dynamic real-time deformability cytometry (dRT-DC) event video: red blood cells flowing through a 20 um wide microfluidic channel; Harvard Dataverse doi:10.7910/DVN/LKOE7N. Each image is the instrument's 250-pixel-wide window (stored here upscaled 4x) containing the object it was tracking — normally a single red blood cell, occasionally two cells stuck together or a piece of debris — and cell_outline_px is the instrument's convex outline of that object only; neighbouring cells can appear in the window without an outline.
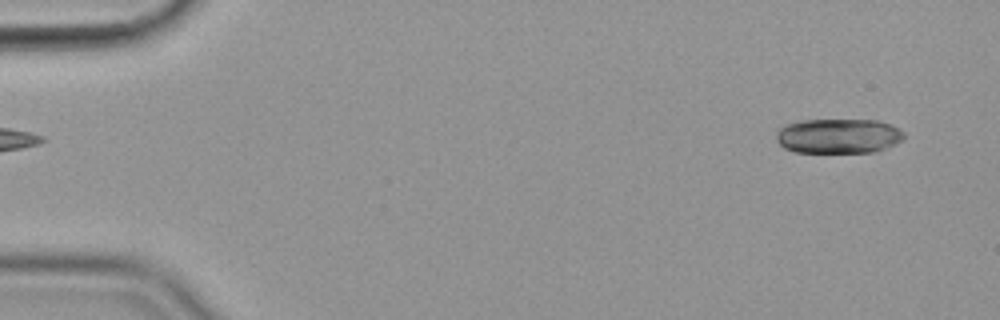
{"species": "common noctule bat (a hibernating species)", "species_latin": "Nyctalus noctula", "temperature_condition": "cold", "stored_images_in_passage": 53, "camera_frame_rate_fps": 3000, "um_per_image_px": 0.085, "animal": {"sex": "female", "body_mass_g": 19.9}, "frame": {"image": 1, "passage_image": 1, "time_ms": 0.0, "image_size_px": [1000, 320], "cell_outline_px": [[904, 140], [888, 148], [872, 152], [796, 152], [784, 148], [776, 140], [776, 132], [784, 124], [800, 120], [880, 120], [900, 128], [904, 132]], "centroid_in_image_um": [71.29, 11.55], "position_along_channel_um": 13.7, "area_um2": 26.24}}
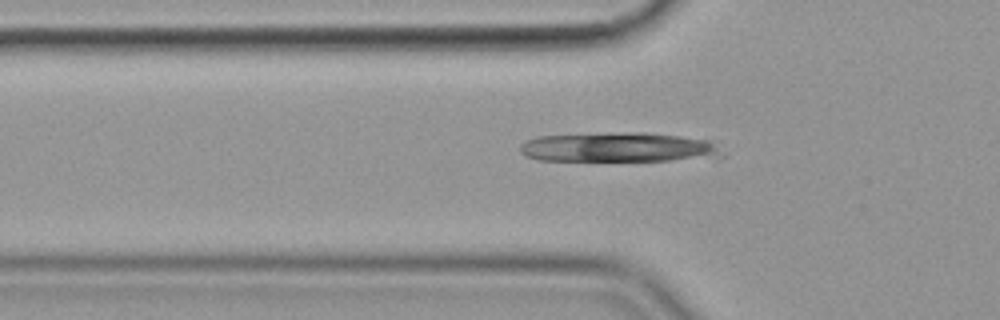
{"frame": {"image": 2, "passage_image": 16, "time_ms": 5.0, "image_size_px": [1000, 320], "cell_outline_px": [[724, 156], [668, 160], [536, 160], [524, 156], [520, 152], [520, 144], [524, 140], [536, 136], [632, 132], [644, 132], [680, 136], [708, 140]], "centroid_in_image_um": [52.45, 12.51], "position_along_channel_um": 73.4, "area_um2": 34.33}}